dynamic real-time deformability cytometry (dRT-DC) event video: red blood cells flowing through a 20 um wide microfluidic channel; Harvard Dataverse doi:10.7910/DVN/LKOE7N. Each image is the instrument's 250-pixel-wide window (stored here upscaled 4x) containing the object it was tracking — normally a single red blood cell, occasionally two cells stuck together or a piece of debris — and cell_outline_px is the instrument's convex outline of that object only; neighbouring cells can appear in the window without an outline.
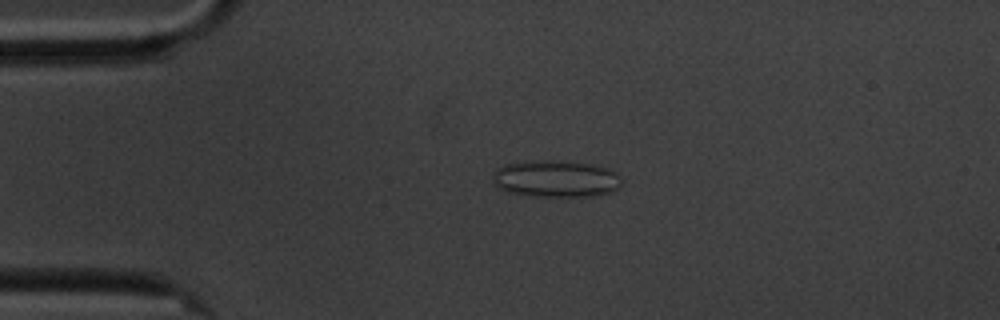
{"species": "common noctule bat (a hibernating species)", "species_latin": "Nyctalus noctula", "temperature_condition": "cold", "stored_images_in_passage": 59, "camera_frame_rate_fps": 3000, "um_per_image_px": 0.085, "animal": {"sex": "male", "body_mass_g": 20.1, "forearm_length_mm": 53.5}, "frame": {"image": 1, "passage_image": 13, "time_ms": 4.0, "image_size_px": [1000, 320], "cell_outline_px": [[624, 180], [612, 192], [592, 196], [532, 196], [504, 192], [496, 184], [492, 176], [496, 168], [504, 164], [544, 160], [548, 160], [592, 164], [608, 168], [620, 176]], "centroid_in_image_um": [47.25, 15.2], "position_along_channel_um": 37.8, "area_um2": 27.69}}
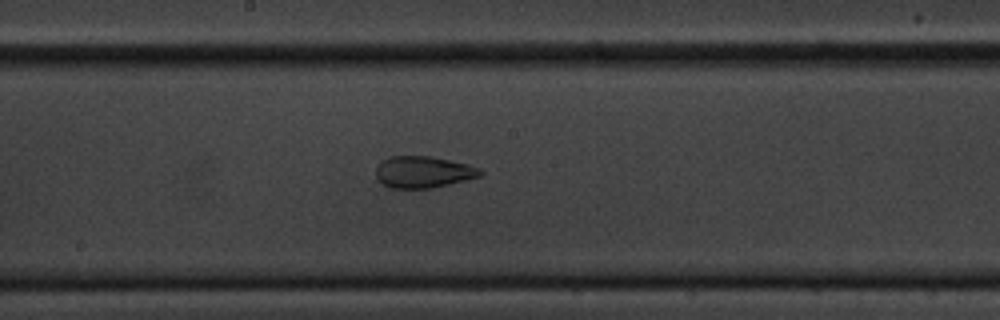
{"frame": {"image": 2, "passage_image": 31, "time_ms": 10.0, "image_size_px": [1000, 320], "cell_outline_px": [[484, 172], [480, 176], [432, 188], [388, 188], [380, 184], [376, 176], [376, 168], [380, 160], [388, 156], [432, 156], [468, 164], [480, 168]], "centroid_in_image_um": [35.92, 14.61], "position_along_channel_um": 212.3, "area_um2": 19.48}}
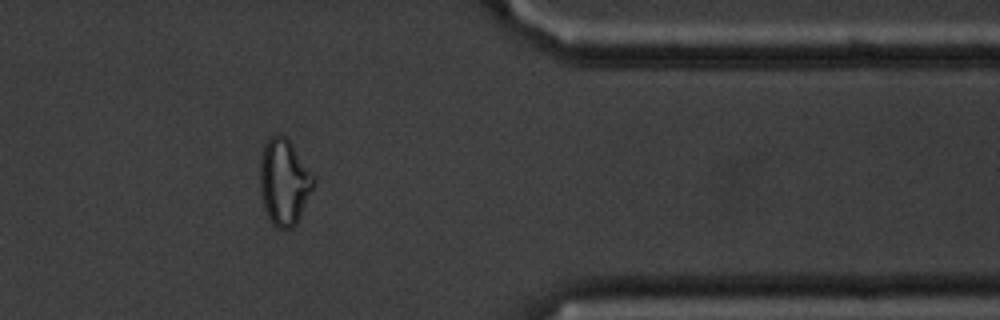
{"frame": {"image": 3, "passage_image": 48, "time_ms": 15.667, "image_size_px": [1000, 320], "cell_outline_px": [[316, 184], [296, 224], [292, 228], [276, 228], [272, 224], [264, 208], [260, 192], [260, 156], [264, 144], [272, 136], [284, 136], [288, 140], [316, 176]], "centroid_in_image_um": [24.17, 15.49], "position_along_channel_um": 387.2, "area_um2": 26.99}, "authors_computed_cell_mechanics": {"area_um2": 26.1256, "velocity_mm_per_s": 3.4008, "shape_relaxation_time_tau1_ms": null, "shape_relaxation_time_tau2_ms": 2.092, "deformation_change_tau1": null, "deformation_change_tau2": 0.0973}}